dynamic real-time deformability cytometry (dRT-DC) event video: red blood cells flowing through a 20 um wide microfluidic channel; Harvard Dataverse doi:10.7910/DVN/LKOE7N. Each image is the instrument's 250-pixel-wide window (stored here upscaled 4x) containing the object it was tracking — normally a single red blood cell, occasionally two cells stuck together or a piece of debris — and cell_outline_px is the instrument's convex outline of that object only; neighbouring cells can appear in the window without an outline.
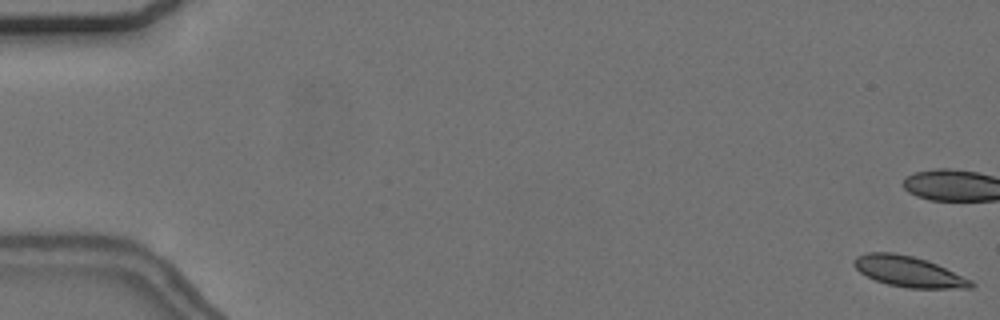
{"species": "common noctule bat (a hibernating species)", "species_latin": "Nyctalus noctula", "temperature_condition": "cold", "stored_images_in_passage": 57, "camera_frame_rate_fps": 3000, "um_per_image_px": 0.085, "animal": {"sex": "female", "body_mass_g": 24.6, "forearm_length_mm": 56.2}, "frame": {"image": 1, "passage_image": 1, "time_ms": 0.0, "image_size_px": [1000, 320], "cell_outline_px": [[976, 284], [972, 288], [908, 288], [888, 284], [876, 280], [860, 272], [852, 264], [852, 260], [856, 256], [868, 252], [892, 252], [912, 256], [928, 260], [972, 280]], "centroid_in_image_um": [77.23, 23.07], "position_along_channel_um": 7.8, "area_um2": 20.92}, "authors_computed_cell_mechanics": {"area_um2": 21.097, "velocity_mm_per_s": 3.6534, "shape_relaxation_time_tau1_ms": null, "shape_relaxation_time_tau2_ms": 2.6614, "deformation_change_tau1": null, "deformation_change_tau2": 0.0562}}